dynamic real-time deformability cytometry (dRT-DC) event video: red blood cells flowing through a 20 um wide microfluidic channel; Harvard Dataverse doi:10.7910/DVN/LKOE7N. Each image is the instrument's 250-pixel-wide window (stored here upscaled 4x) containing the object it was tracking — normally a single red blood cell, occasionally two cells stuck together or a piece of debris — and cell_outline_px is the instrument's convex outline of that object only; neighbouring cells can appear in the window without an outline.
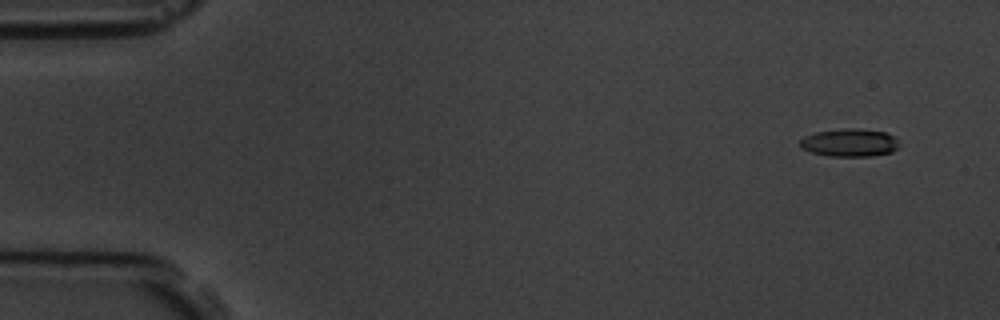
{"species": "common noctule bat (a hibernating species)", "species_latin": "Nyctalus noctula", "temperature_condition": "room temperature", "stored_images_in_passage": 7, "camera_frame_rate_fps": 3000, "um_per_image_px": 0.085, "animal": {"sex": "male", "body_mass_g": 19.5, "forearm_length_mm": 54.6}, "frame": {"image": 1, "passage_image": 1, "time_ms": 0.0, "image_size_px": [1000, 320], "cell_outline_px": [[900, 144], [892, 152], [872, 156], [828, 156], [812, 152], [800, 148], [800, 140], [804, 136], [816, 132], [844, 128], [856, 128], [884, 132], [892, 136]], "centroid_in_image_um": [72.19, 12.13], "position_along_channel_um": 12.8, "area_um2": 16.07}}
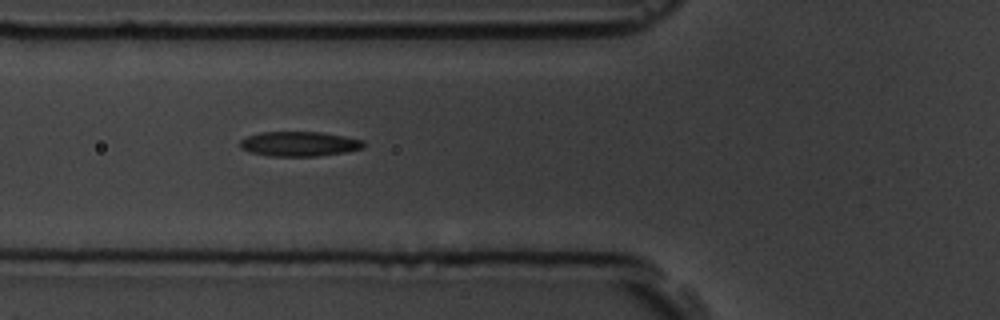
{"frame": {"image": 2, "passage_image": 6, "time_ms": 5.667, "image_size_px": [1000, 320], "cell_outline_px": [[364, 148], [344, 152], [316, 156], [268, 156], [248, 152], [240, 148], [240, 140], [248, 136], [260, 132], [320, 132], [344, 136], [364, 140]], "centroid_in_image_um": [25.41, 12.23], "position_along_channel_um": 100.4, "area_um2": 17.86}}
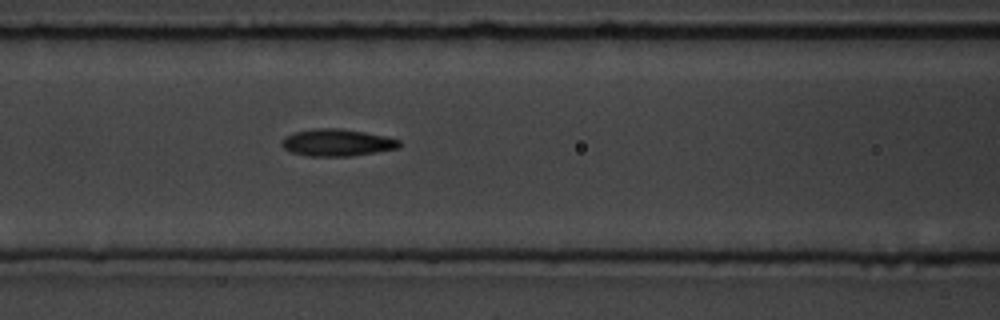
{"frame": {"image": 3, "passage_image": 7, "time_ms": 6.667, "image_size_px": [1000, 320], "cell_outline_px": [[400, 148], [352, 156], [308, 156], [292, 152], [284, 148], [280, 144], [284, 136], [296, 132], [316, 128], [340, 128], [364, 132], [384, 136], [400, 140]], "centroid_in_image_um": [28.64, 12.12], "position_along_channel_um": 138.0, "area_um2": 18.5}}